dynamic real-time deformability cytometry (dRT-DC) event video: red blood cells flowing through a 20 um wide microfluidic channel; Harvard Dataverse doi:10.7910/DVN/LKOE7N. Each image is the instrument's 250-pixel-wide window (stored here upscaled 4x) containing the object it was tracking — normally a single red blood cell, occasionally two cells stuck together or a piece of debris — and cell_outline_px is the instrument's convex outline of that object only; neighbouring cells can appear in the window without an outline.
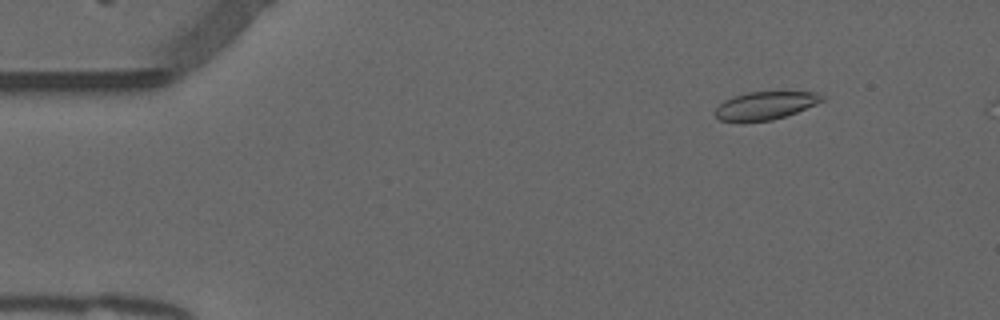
{"species": "common noctule bat (a hibernating species)", "species_latin": "Nyctalus noctula", "temperature_condition": "warm", "stored_images_in_passage": 9, "camera_frame_rate_fps": 3000, "um_per_image_px": 0.085, "animal": {"sex": "male", "forearm_length_mm": 52.5}, "frame": {"image": 1, "passage_image": 7, "time_ms": 2.0, "image_size_px": [1000, 320], "cell_outline_px": [[824, 100], [816, 104], [796, 112], [772, 120], [740, 124], [720, 120], [716, 116], [716, 108], [724, 100], [732, 96], [748, 92], [816, 92], [824, 96]], "centroid_in_image_um": [65.0, 9.0], "position_along_channel_um": 20.0, "area_um2": 17.69}}